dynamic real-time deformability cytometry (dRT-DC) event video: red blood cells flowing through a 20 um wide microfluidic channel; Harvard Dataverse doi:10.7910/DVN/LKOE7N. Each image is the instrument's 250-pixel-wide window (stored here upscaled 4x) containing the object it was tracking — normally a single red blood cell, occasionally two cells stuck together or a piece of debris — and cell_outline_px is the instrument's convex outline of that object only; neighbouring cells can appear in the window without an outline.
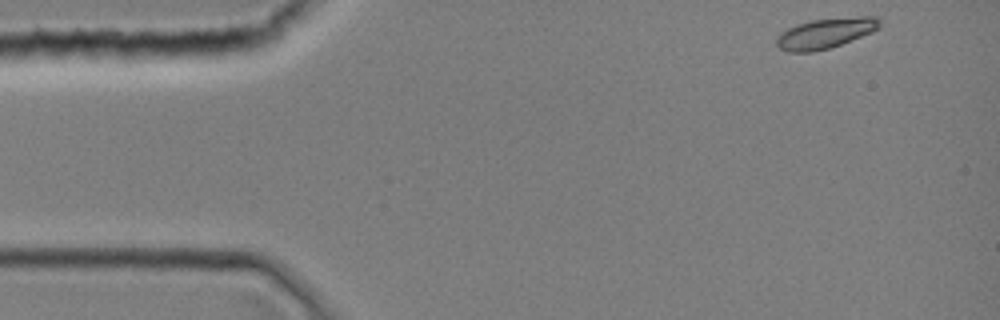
{"species": "common noctule bat (a hibernating species)", "species_latin": "Nyctalus noctula", "temperature_condition": "room temperature", "stored_images_in_passage": 7, "camera_frame_rate_fps": 3000, "um_per_image_px": 0.085, "animal": {"sex": "female", "body_mass_g": 19.0, "forearm_length_mm": 51.5}, "frame": {"image": 1, "passage_image": 1, "time_ms": 0.0, "image_size_px": [1000, 320], "cell_outline_px": [[880, 28], [872, 32], [840, 44], [828, 48], [812, 52], [788, 52], [780, 48], [776, 44], [776, 36], [780, 32], [796, 24], [812, 20], [860, 16], [876, 16], [880, 20]], "centroid_in_image_um": [70.14, 2.82], "position_along_channel_um": 14.9, "area_um2": 18.15}}